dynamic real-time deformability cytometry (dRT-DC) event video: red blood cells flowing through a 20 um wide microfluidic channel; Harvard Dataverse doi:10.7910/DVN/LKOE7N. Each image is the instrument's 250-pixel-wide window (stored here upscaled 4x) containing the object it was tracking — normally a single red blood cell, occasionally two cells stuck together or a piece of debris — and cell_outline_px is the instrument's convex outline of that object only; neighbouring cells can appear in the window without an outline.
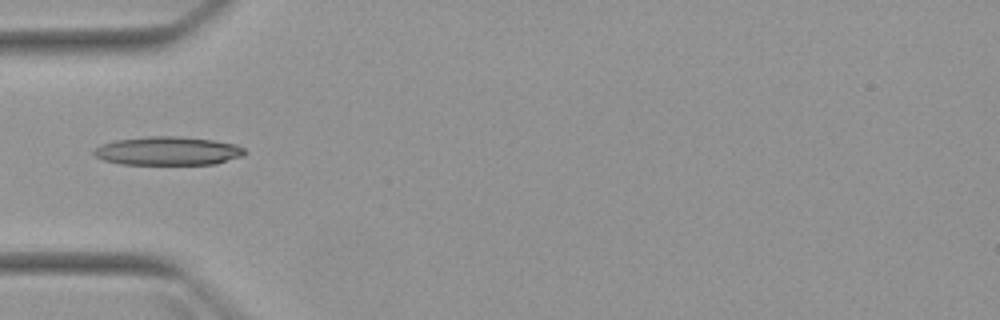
{"species": "Egyptian fruit bat (a non-hibernating species)", "species_latin": "Rousettus aegyptiacus", "temperature_condition": "warm", "stored_images_in_passage": 3, "camera_frame_rate_fps": 3000, "um_per_image_px": 0.085, "animal": {"sex": "female"}, "frame": {"image": 1, "passage_image": 2, "time_ms": 1.333, "image_size_px": [1000, 320], "cell_outline_px": [[248, 152], [240, 156], [216, 164], [120, 164], [104, 160], [96, 156], [92, 152], [100, 144], [112, 140], [148, 136], [180, 136], [212, 140], [236, 144], [244, 148]], "centroid_in_image_um": [14.25, 12.82], "position_along_channel_um": 70.8, "area_um2": 25.2}}
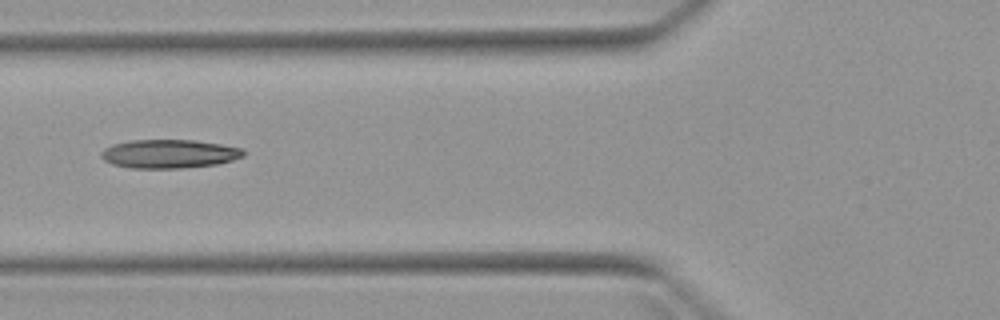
{"frame": {"image": 2, "passage_image": 3, "time_ms": 2.333, "image_size_px": [1000, 320], "cell_outline_px": [[244, 156], [232, 160], [216, 164], [180, 168], [132, 168], [112, 164], [104, 160], [100, 156], [100, 152], [104, 148], [112, 144], [128, 140], [192, 140], [220, 144], [244, 148]], "centroid_in_image_um": [14.34, 13.07], "position_along_channel_um": 111.5, "area_um2": 23.81}}